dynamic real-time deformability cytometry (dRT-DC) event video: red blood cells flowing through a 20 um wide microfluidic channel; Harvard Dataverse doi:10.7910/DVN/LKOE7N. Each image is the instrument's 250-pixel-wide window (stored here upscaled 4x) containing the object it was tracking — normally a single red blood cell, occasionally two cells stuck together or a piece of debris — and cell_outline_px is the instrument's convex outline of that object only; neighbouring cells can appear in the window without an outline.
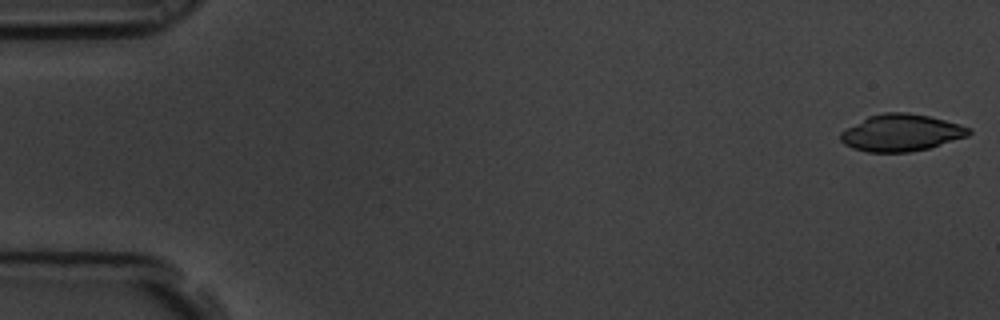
{"species": "common noctule bat (a hibernating species)", "species_latin": "Nyctalus noctula", "temperature_condition": "room temperature", "stored_images_in_passage": 6, "camera_frame_rate_fps": 3000, "um_per_image_px": 0.085, "animal": {"sex": "male", "body_mass_g": 19.5, "forearm_length_mm": 54.6}, "frame": {"image": 1, "passage_image": 1, "time_ms": 0.0, "image_size_px": [1000, 320], "cell_outline_px": [[972, 132], [968, 136], [928, 148], [908, 152], [868, 152], [852, 148], [844, 144], [840, 140], [840, 132], [868, 116], [884, 112], [908, 112], [928, 116], [960, 124], [972, 128]], "centroid_in_image_um": [76.6, 11.28], "position_along_channel_um": 8.4, "area_um2": 27.57}}